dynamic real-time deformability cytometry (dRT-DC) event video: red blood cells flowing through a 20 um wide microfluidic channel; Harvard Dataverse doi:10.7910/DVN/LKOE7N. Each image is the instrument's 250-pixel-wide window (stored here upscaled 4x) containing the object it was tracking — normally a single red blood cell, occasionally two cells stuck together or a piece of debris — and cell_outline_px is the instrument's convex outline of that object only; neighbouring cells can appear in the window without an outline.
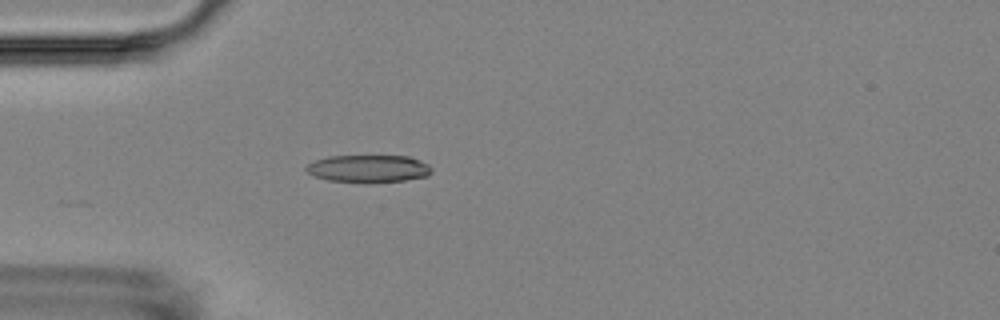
{"species": "Egyptian fruit bat (a non-hibernating species)", "species_latin": "Rousettus aegyptiacus", "temperature_condition": "room temperature", "stored_images_in_passage": 4, "camera_frame_rate_fps": 3000, "um_per_image_px": 0.085, "animal": {"sex": "female"}, "frame": {"image": 1, "passage_image": 4, "time_ms": 3.333, "image_size_px": [1000, 320], "cell_outline_px": [[432, 172], [428, 176], [404, 180], [328, 180], [316, 176], [308, 172], [304, 168], [308, 164], [316, 160], [328, 156], [408, 156], [420, 160], [428, 164], [432, 168]], "centroid_in_image_um": [31.36, 14.29], "position_along_channel_um": 53.6, "area_um2": 19.25}}